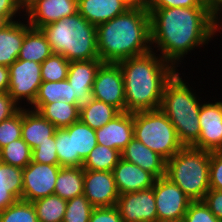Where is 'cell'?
Returning a JSON list of instances; mask_svg holds the SVG:
<instances>
[{
    "instance_id": "obj_18",
    "label": "cell",
    "mask_w": 222,
    "mask_h": 222,
    "mask_svg": "<svg viewBox=\"0 0 222 222\" xmlns=\"http://www.w3.org/2000/svg\"><path fill=\"white\" fill-rule=\"evenodd\" d=\"M112 172L120 195L149 189L156 180L151 173L123 158L119 159Z\"/></svg>"
},
{
    "instance_id": "obj_23",
    "label": "cell",
    "mask_w": 222,
    "mask_h": 222,
    "mask_svg": "<svg viewBox=\"0 0 222 222\" xmlns=\"http://www.w3.org/2000/svg\"><path fill=\"white\" fill-rule=\"evenodd\" d=\"M23 168L0 161V211L22 200Z\"/></svg>"
},
{
    "instance_id": "obj_26",
    "label": "cell",
    "mask_w": 222,
    "mask_h": 222,
    "mask_svg": "<svg viewBox=\"0 0 222 222\" xmlns=\"http://www.w3.org/2000/svg\"><path fill=\"white\" fill-rule=\"evenodd\" d=\"M84 169L82 167H61L56 179L54 194L62 199L83 195Z\"/></svg>"
},
{
    "instance_id": "obj_32",
    "label": "cell",
    "mask_w": 222,
    "mask_h": 222,
    "mask_svg": "<svg viewBox=\"0 0 222 222\" xmlns=\"http://www.w3.org/2000/svg\"><path fill=\"white\" fill-rule=\"evenodd\" d=\"M0 161L7 165L25 168L32 161V149L20 138L0 150Z\"/></svg>"
},
{
    "instance_id": "obj_17",
    "label": "cell",
    "mask_w": 222,
    "mask_h": 222,
    "mask_svg": "<svg viewBox=\"0 0 222 222\" xmlns=\"http://www.w3.org/2000/svg\"><path fill=\"white\" fill-rule=\"evenodd\" d=\"M95 132L97 144L116 149L121 153L134 138L133 113L121 112Z\"/></svg>"
},
{
    "instance_id": "obj_33",
    "label": "cell",
    "mask_w": 222,
    "mask_h": 222,
    "mask_svg": "<svg viewBox=\"0 0 222 222\" xmlns=\"http://www.w3.org/2000/svg\"><path fill=\"white\" fill-rule=\"evenodd\" d=\"M55 145L60 167H74L73 124L55 131Z\"/></svg>"
},
{
    "instance_id": "obj_2",
    "label": "cell",
    "mask_w": 222,
    "mask_h": 222,
    "mask_svg": "<svg viewBox=\"0 0 222 222\" xmlns=\"http://www.w3.org/2000/svg\"><path fill=\"white\" fill-rule=\"evenodd\" d=\"M117 63L124 79L126 112L159 109L164 87L178 69L152 50Z\"/></svg>"
},
{
    "instance_id": "obj_47",
    "label": "cell",
    "mask_w": 222,
    "mask_h": 222,
    "mask_svg": "<svg viewBox=\"0 0 222 222\" xmlns=\"http://www.w3.org/2000/svg\"><path fill=\"white\" fill-rule=\"evenodd\" d=\"M9 87V69L0 65V92H8Z\"/></svg>"
},
{
    "instance_id": "obj_22",
    "label": "cell",
    "mask_w": 222,
    "mask_h": 222,
    "mask_svg": "<svg viewBox=\"0 0 222 222\" xmlns=\"http://www.w3.org/2000/svg\"><path fill=\"white\" fill-rule=\"evenodd\" d=\"M56 127L42 117L37 111L22 107L21 138L33 150L39 144L50 141Z\"/></svg>"
},
{
    "instance_id": "obj_30",
    "label": "cell",
    "mask_w": 222,
    "mask_h": 222,
    "mask_svg": "<svg viewBox=\"0 0 222 222\" xmlns=\"http://www.w3.org/2000/svg\"><path fill=\"white\" fill-rule=\"evenodd\" d=\"M121 153L116 149L97 144L83 161V169L112 172L117 165Z\"/></svg>"
},
{
    "instance_id": "obj_21",
    "label": "cell",
    "mask_w": 222,
    "mask_h": 222,
    "mask_svg": "<svg viewBox=\"0 0 222 222\" xmlns=\"http://www.w3.org/2000/svg\"><path fill=\"white\" fill-rule=\"evenodd\" d=\"M22 18L24 17L16 18L0 30V65L9 67L18 59L25 33L31 28L29 23Z\"/></svg>"
},
{
    "instance_id": "obj_1",
    "label": "cell",
    "mask_w": 222,
    "mask_h": 222,
    "mask_svg": "<svg viewBox=\"0 0 222 222\" xmlns=\"http://www.w3.org/2000/svg\"><path fill=\"white\" fill-rule=\"evenodd\" d=\"M151 18L152 51L176 69L186 55L208 45L217 35L207 7L147 9ZM155 49V50H154ZM183 60V61H182Z\"/></svg>"
},
{
    "instance_id": "obj_15",
    "label": "cell",
    "mask_w": 222,
    "mask_h": 222,
    "mask_svg": "<svg viewBox=\"0 0 222 222\" xmlns=\"http://www.w3.org/2000/svg\"><path fill=\"white\" fill-rule=\"evenodd\" d=\"M83 195L95 208L116 206L120 194L113 172L84 169Z\"/></svg>"
},
{
    "instance_id": "obj_4",
    "label": "cell",
    "mask_w": 222,
    "mask_h": 222,
    "mask_svg": "<svg viewBox=\"0 0 222 222\" xmlns=\"http://www.w3.org/2000/svg\"><path fill=\"white\" fill-rule=\"evenodd\" d=\"M179 71L166 83L160 109L175 127L180 143L192 147L200 136L199 112L204 100Z\"/></svg>"
},
{
    "instance_id": "obj_5",
    "label": "cell",
    "mask_w": 222,
    "mask_h": 222,
    "mask_svg": "<svg viewBox=\"0 0 222 222\" xmlns=\"http://www.w3.org/2000/svg\"><path fill=\"white\" fill-rule=\"evenodd\" d=\"M52 52L71 61L100 59L96 26L78 12L41 28Z\"/></svg>"
},
{
    "instance_id": "obj_34",
    "label": "cell",
    "mask_w": 222,
    "mask_h": 222,
    "mask_svg": "<svg viewBox=\"0 0 222 222\" xmlns=\"http://www.w3.org/2000/svg\"><path fill=\"white\" fill-rule=\"evenodd\" d=\"M70 62L62 55L53 53L41 63V77L45 82L66 80Z\"/></svg>"
},
{
    "instance_id": "obj_25",
    "label": "cell",
    "mask_w": 222,
    "mask_h": 222,
    "mask_svg": "<svg viewBox=\"0 0 222 222\" xmlns=\"http://www.w3.org/2000/svg\"><path fill=\"white\" fill-rule=\"evenodd\" d=\"M53 54L41 29L30 28L24 36L18 59L42 63Z\"/></svg>"
},
{
    "instance_id": "obj_41",
    "label": "cell",
    "mask_w": 222,
    "mask_h": 222,
    "mask_svg": "<svg viewBox=\"0 0 222 222\" xmlns=\"http://www.w3.org/2000/svg\"><path fill=\"white\" fill-rule=\"evenodd\" d=\"M172 7H207L205 0H148L146 9Z\"/></svg>"
},
{
    "instance_id": "obj_29",
    "label": "cell",
    "mask_w": 222,
    "mask_h": 222,
    "mask_svg": "<svg viewBox=\"0 0 222 222\" xmlns=\"http://www.w3.org/2000/svg\"><path fill=\"white\" fill-rule=\"evenodd\" d=\"M55 101L75 104L76 100L75 97H72L71 85L67 79L59 82L42 81L33 104H48Z\"/></svg>"
},
{
    "instance_id": "obj_36",
    "label": "cell",
    "mask_w": 222,
    "mask_h": 222,
    "mask_svg": "<svg viewBox=\"0 0 222 222\" xmlns=\"http://www.w3.org/2000/svg\"><path fill=\"white\" fill-rule=\"evenodd\" d=\"M94 208L84 195L71 198L67 200L63 222H89Z\"/></svg>"
},
{
    "instance_id": "obj_3",
    "label": "cell",
    "mask_w": 222,
    "mask_h": 222,
    "mask_svg": "<svg viewBox=\"0 0 222 222\" xmlns=\"http://www.w3.org/2000/svg\"><path fill=\"white\" fill-rule=\"evenodd\" d=\"M96 32L102 62L117 63L152 50L151 18L143 6H132L125 13L98 25Z\"/></svg>"
},
{
    "instance_id": "obj_28",
    "label": "cell",
    "mask_w": 222,
    "mask_h": 222,
    "mask_svg": "<svg viewBox=\"0 0 222 222\" xmlns=\"http://www.w3.org/2000/svg\"><path fill=\"white\" fill-rule=\"evenodd\" d=\"M120 113L116 107L95 99L88 107L80 111V120L96 130L106 125Z\"/></svg>"
},
{
    "instance_id": "obj_16",
    "label": "cell",
    "mask_w": 222,
    "mask_h": 222,
    "mask_svg": "<svg viewBox=\"0 0 222 222\" xmlns=\"http://www.w3.org/2000/svg\"><path fill=\"white\" fill-rule=\"evenodd\" d=\"M78 0H36L25 11L24 17L35 29L57 22L78 12Z\"/></svg>"
},
{
    "instance_id": "obj_20",
    "label": "cell",
    "mask_w": 222,
    "mask_h": 222,
    "mask_svg": "<svg viewBox=\"0 0 222 222\" xmlns=\"http://www.w3.org/2000/svg\"><path fill=\"white\" fill-rule=\"evenodd\" d=\"M121 158L138 165L156 179L166 175V160L135 138L121 152Z\"/></svg>"
},
{
    "instance_id": "obj_13",
    "label": "cell",
    "mask_w": 222,
    "mask_h": 222,
    "mask_svg": "<svg viewBox=\"0 0 222 222\" xmlns=\"http://www.w3.org/2000/svg\"><path fill=\"white\" fill-rule=\"evenodd\" d=\"M199 126L200 136L192 147L210 152L222 151V100L202 102Z\"/></svg>"
},
{
    "instance_id": "obj_49",
    "label": "cell",
    "mask_w": 222,
    "mask_h": 222,
    "mask_svg": "<svg viewBox=\"0 0 222 222\" xmlns=\"http://www.w3.org/2000/svg\"><path fill=\"white\" fill-rule=\"evenodd\" d=\"M36 0H19V4L23 12Z\"/></svg>"
},
{
    "instance_id": "obj_42",
    "label": "cell",
    "mask_w": 222,
    "mask_h": 222,
    "mask_svg": "<svg viewBox=\"0 0 222 222\" xmlns=\"http://www.w3.org/2000/svg\"><path fill=\"white\" fill-rule=\"evenodd\" d=\"M89 222H123L116 206L94 208Z\"/></svg>"
},
{
    "instance_id": "obj_11",
    "label": "cell",
    "mask_w": 222,
    "mask_h": 222,
    "mask_svg": "<svg viewBox=\"0 0 222 222\" xmlns=\"http://www.w3.org/2000/svg\"><path fill=\"white\" fill-rule=\"evenodd\" d=\"M59 165L31 161L23 168L22 200L33 202L54 194Z\"/></svg>"
},
{
    "instance_id": "obj_12",
    "label": "cell",
    "mask_w": 222,
    "mask_h": 222,
    "mask_svg": "<svg viewBox=\"0 0 222 222\" xmlns=\"http://www.w3.org/2000/svg\"><path fill=\"white\" fill-rule=\"evenodd\" d=\"M102 63L100 59L70 62L66 79L71 85L72 97H75V104L79 111L95 100L92 88Z\"/></svg>"
},
{
    "instance_id": "obj_46",
    "label": "cell",
    "mask_w": 222,
    "mask_h": 222,
    "mask_svg": "<svg viewBox=\"0 0 222 222\" xmlns=\"http://www.w3.org/2000/svg\"><path fill=\"white\" fill-rule=\"evenodd\" d=\"M209 15L217 26L222 21V0H205Z\"/></svg>"
},
{
    "instance_id": "obj_24",
    "label": "cell",
    "mask_w": 222,
    "mask_h": 222,
    "mask_svg": "<svg viewBox=\"0 0 222 222\" xmlns=\"http://www.w3.org/2000/svg\"><path fill=\"white\" fill-rule=\"evenodd\" d=\"M37 111L42 117L52 123L57 129L69 127L80 120V111L76 104L65 101H55L48 104H32L28 107Z\"/></svg>"
},
{
    "instance_id": "obj_35",
    "label": "cell",
    "mask_w": 222,
    "mask_h": 222,
    "mask_svg": "<svg viewBox=\"0 0 222 222\" xmlns=\"http://www.w3.org/2000/svg\"><path fill=\"white\" fill-rule=\"evenodd\" d=\"M0 222H39L32 202L17 200L0 211Z\"/></svg>"
},
{
    "instance_id": "obj_43",
    "label": "cell",
    "mask_w": 222,
    "mask_h": 222,
    "mask_svg": "<svg viewBox=\"0 0 222 222\" xmlns=\"http://www.w3.org/2000/svg\"><path fill=\"white\" fill-rule=\"evenodd\" d=\"M203 202L208 206L210 211L222 221V191L209 189Z\"/></svg>"
},
{
    "instance_id": "obj_19",
    "label": "cell",
    "mask_w": 222,
    "mask_h": 222,
    "mask_svg": "<svg viewBox=\"0 0 222 222\" xmlns=\"http://www.w3.org/2000/svg\"><path fill=\"white\" fill-rule=\"evenodd\" d=\"M132 5L127 0H78V13L98 26L125 13Z\"/></svg>"
},
{
    "instance_id": "obj_37",
    "label": "cell",
    "mask_w": 222,
    "mask_h": 222,
    "mask_svg": "<svg viewBox=\"0 0 222 222\" xmlns=\"http://www.w3.org/2000/svg\"><path fill=\"white\" fill-rule=\"evenodd\" d=\"M22 108L13 116L0 122V150L12 141L21 138Z\"/></svg>"
},
{
    "instance_id": "obj_48",
    "label": "cell",
    "mask_w": 222,
    "mask_h": 222,
    "mask_svg": "<svg viewBox=\"0 0 222 222\" xmlns=\"http://www.w3.org/2000/svg\"><path fill=\"white\" fill-rule=\"evenodd\" d=\"M16 17H3L0 16V30L4 29L11 22L15 21Z\"/></svg>"
},
{
    "instance_id": "obj_31",
    "label": "cell",
    "mask_w": 222,
    "mask_h": 222,
    "mask_svg": "<svg viewBox=\"0 0 222 222\" xmlns=\"http://www.w3.org/2000/svg\"><path fill=\"white\" fill-rule=\"evenodd\" d=\"M32 203L39 222H63L67 200L52 194Z\"/></svg>"
},
{
    "instance_id": "obj_45",
    "label": "cell",
    "mask_w": 222,
    "mask_h": 222,
    "mask_svg": "<svg viewBox=\"0 0 222 222\" xmlns=\"http://www.w3.org/2000/svg\"><path fill=\"white\" fill-rule=\"evenodd\" d=\"M22 13L24 12L20 7L19 0H0V16L17 18L19 16L24 17V14Z\"/></svg>"
},
{
    "instance_id": "obj_44",
    "label": "cell",
    "mask_w": 222,
    "mask_h": 222,
    "mask_svg": "<svg viewBox=\"0 0 222 222\" xmlns=\"http://www.w3.org/2000/svg\"><path fill=\"white\" fill-rule=\"evenodd\" d=\"M20 108L8 92H0V122L13 116Z\"/></svg>"
},
{
    "instance_id": "obj_51",
    "label": "cell",
    "mask_w": 222,
    "mask_h": 222,
    "mask_svg": "<svg viewBox=\"0 0 222 222\" xmlns=\"http://www.w3.org/2000/svg\"><path fill=\"white\" fill-rule=\"evenodd\" d=\"M216 31H217V36L219 35L218 32L220 33V35L222 34L221 33V31H222V21L217 25V30Z\"/></svg>"
},
{
    "instance_id": "obj_9",
    "label": "cell",
    "mask_w": 222,
    "mask_h": 222,
    "mask_svg": "<svg viewBox=\"0 0 222 222\" xmlns=\"http://www.w3.org/2000/svg\"><path fill=\"white\" fill-rule=\"evenodd\" d=\"M158 222H182L192 200L166 176L153 185Z\"/></svg>"
},
{
    "instance_id": "obj_38",
    "label": "cell",
    "mask_w": 222,
    "mask_h": 222,
    "mask_svg": "<svg viewBox=\"0 0 222 222\" xmlns=\"http://www.w3.org/2000/svg\"><path fill=\"white\" fill-rule=\"evenodd\" d=\"M182 222H222L203 201H192Z\"/></svg>"
},
{
    "instance_id": "obj_39",
    "label": "cell",
    "mask_w": 222,
    "mask_h": 222,
    "mask_svg": "<svg viewBox=\"0 0 222 222\" xmlns=\"http://www.w3.org/2000/svg\"><path fill=\"white\" fill-rule=\"evenodd\" d=\"M32 161L42 164L59 165L55 145V134L50 141L39 144L32 150Z\"/></svg>"
},
{
    "instance_id": "obj_7",
    "label": "cell",
    "mask_w": 222,
    "mask_h": 222,
    "mask_svg": "<svg viewBox=\"0 0 222 222\" xmlns=\"http://www.w3.org/2000/svg\"><path fill=\"white\" fill-rule=\"evenodd\" d=\"M133 135L166 161L184 147L178 139L175 127L160 108L134 112Z\"/></svg>"
},
{
    "instance_id": "obj_50",
    "label": "cell",
    "mask_w": 222,
    "mask_h": 222,
    "mask_svg": "<svg viewBox=\"0 0 222 222\" xmlns=\"http://www.w3.org/2000/svg\"><path fill=\"white\" fill-rule=\"evenodd\" d=\"M132 6L146 7L148 0H127Z\"/></svg>"
},
{
    "instance_id": "obj_10",
    "label": "cell",
    "mask_w": 222,
    "mask_h": 222,
    "mask_svg": "<svg viewBox=\"0 0 222 222\" xmlns=\"http://www.w3.org/2000/svg\"><path fill=\"white\" fill-rule=\"evenodd\" d=\"M92 90L95 99L126 112L124 79L118 63L103 62L100 65Z\"/></svg>"
},
{
    "instance_id": "obj_14",
    "label": "cell",
    "mask_w": 222,
    "mask_h": 222,
    "mask_svg": "<svg viewBox=\"0 0 222 222\" xmlns=\"http://www.w3.org/2000/svg\"><path fill=\"white\" fill-rule=\"evenodd\" d=\"M116 207L123 222H158L153 187L120 195Z\"/></svg>"
},
{
    "instance_id": "obj_8",
    "label": "cell",
    "mask_w": 222,
    "mask_h": 222,
    "mask_svg": "<svg viewBox=\"0 0 222 222\" xmlns=\"http://www.w3.org/2000/svg\"><path fill=\"white\" fill-rule=\"evenodd\" d=\"M8 69L9 95L21 108L31 106L42 84L41 64L34 61L17 59Z\"/></svg>"
},
{
    "instance_id": "obj_6",
    "label": "cell",
    "mask_w": 222,
    "mask_h": 222,
    "mask_svg": "<svg viewBox=\"0 0 222 222\" xmlns=\"http://www.w3.org/2000/svg\"><path fill=\"white\" fill-rule=\"evenodd\" d=\"M210 151L183 147L166 161V177L192 201H203L210 189Z\"/></svg>"
},
{
    "instance_id": "obj_40",
    "label": "cell",
    "mask_w": 222,
    "mask_h": 222,
    "mask_svg": "<svg viewBox=\"0 0 222 222\" xmlns=\"http://www.w3.org/2000/svg\"><path fill=\"white\" fill-rule=\"evenodd\" d=\"M210 189L222 191V151L210 152Z\"/></svg>"
},
{
    "instance_id": "obj_27",
    "label": "cell",
    "mask_w": 222,
    "mask_h": 222,
    "mask_svg": "<svg viewBox=\"0 0 222 222\" xmlns=\"http://www.w3.org/2000/svg\"><path fill=\"white\" fill-rule=\"evenodd\" d=\"M74 167H82L83 161L97 145L96 132L81 120L73 123Z\"/></svg>"
}]
</instances>
